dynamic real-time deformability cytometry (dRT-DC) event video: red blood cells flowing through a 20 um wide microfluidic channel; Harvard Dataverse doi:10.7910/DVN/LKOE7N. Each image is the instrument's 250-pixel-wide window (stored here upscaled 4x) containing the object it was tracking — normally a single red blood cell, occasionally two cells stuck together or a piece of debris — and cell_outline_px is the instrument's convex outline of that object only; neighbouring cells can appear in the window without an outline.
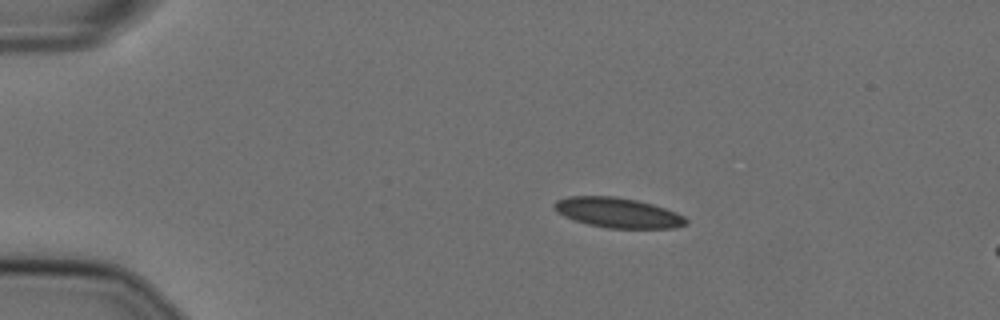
{"species": "Egyptian fruit bat (a non-hibernating species)", "species_latin": "Rousettus aegyptiacus", "temperature_condition": "cold", "stored_images_in_passage": 18, "camera_frame_rate_fps": 3000, "um_per_image_px": 0.085, "animal": {"sex": "female"}, "frame": {"image": 1, "passage_image": 11, "time_ms": 3.333, "image_size_px": [1000, 320], "cell_outline_px": [[688, 224], [676, 228], [608, 228], [588, 224], [564, 216], [556, 212], [552, 208], [552, 204], [556, 200], [568, 196], [616, 196], [636, 200], [652, 204], [676, 212], [684, 216], [688, 220]], "centroid_in_image_um": [52.5, 18.07], "position_along_channel_um": 32.5, "area_um2": 23.18}}